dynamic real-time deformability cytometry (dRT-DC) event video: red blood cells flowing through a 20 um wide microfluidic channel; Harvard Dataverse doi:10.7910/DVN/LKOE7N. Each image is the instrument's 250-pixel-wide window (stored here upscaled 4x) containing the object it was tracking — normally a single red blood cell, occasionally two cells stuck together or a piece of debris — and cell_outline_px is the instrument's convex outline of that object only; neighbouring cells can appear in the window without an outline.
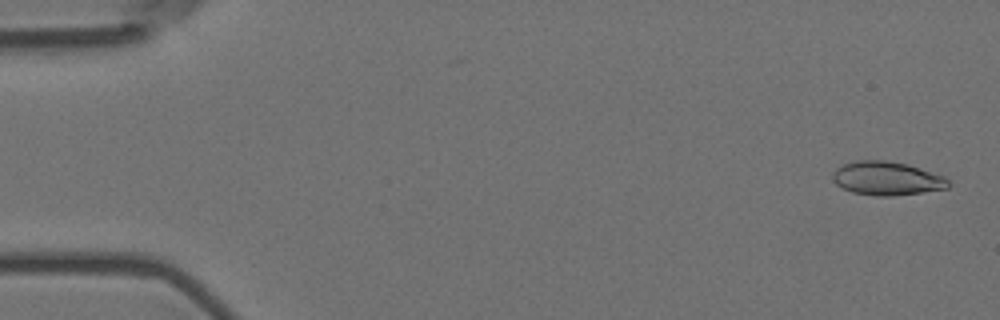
{"species": "Egyptian fruit bat (a non-hibernating species)", "species_latin": "Rousettus aegyptiacus", "temperature_condition": "room temperature", "stored_images_in_passage": 5, "camera_frame_rate_fps": 3000, "um_per_image_px": 0.085, "animal": {"sex": "female"}, "frame": {"image": 1, "passage_image": 1, "time_ms": 0.0, "image_size_px": [1000, 320], "cell_outline_px": [[952, 184], [948, 188], [892, 196], [876, 196], [852, 192], [836, 184], [832, 180], [832, 172], [836, 168], [844, 164], [856, 160], [884, 160], [908, 164], [944, 176]], "centroid_in_image_um": [75.37, 15.16], "position_along_channel_um": 9.6, "area_um2": 22.72}}
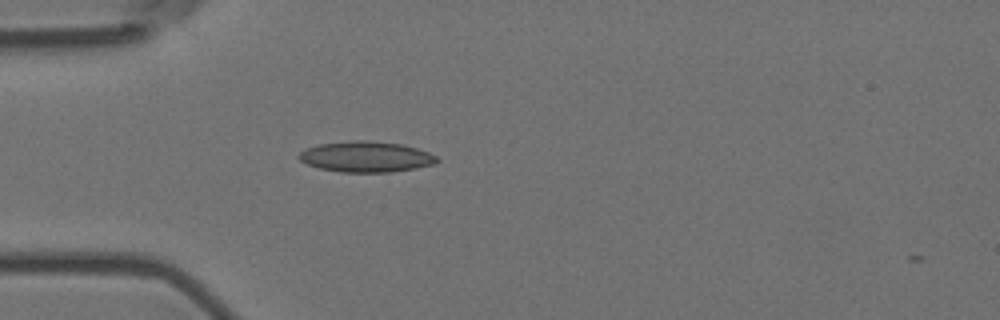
{"frame": {"image": 2, "passage_image": 5, "time_ms": 1.333, "image_size_px": [1000, 320], "cell_outline_px": [[440, 160], [432, 164], [416, 168], [388, 172], [340, 172], [320, 168], [308, 164], [300, 160], [296, 156], [304, 148], [320, 144], [352, 140], [368, 140], [400, 144], [416, 148], [428, 152], [436, 156]], "centroid_in_image_um": [31.08, 13.32], "position_along_channel_um": 53.9, "area_um2": 24.62}}